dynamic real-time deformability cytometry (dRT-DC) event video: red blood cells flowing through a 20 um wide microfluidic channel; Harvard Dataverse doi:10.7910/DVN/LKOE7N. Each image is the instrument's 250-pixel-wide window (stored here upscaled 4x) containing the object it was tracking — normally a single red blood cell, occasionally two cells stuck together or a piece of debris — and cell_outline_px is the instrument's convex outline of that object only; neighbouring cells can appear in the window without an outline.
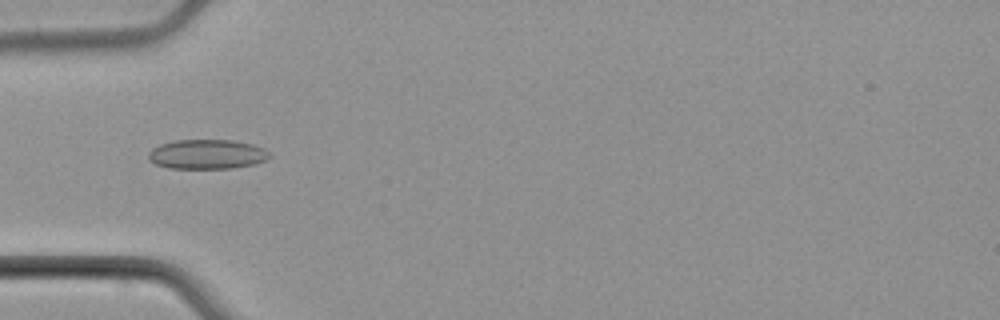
{"species": "common noctule bat (a hibernating species)", "species_latin": "Nyctalus noctula", "temperature_condition": "cold", "stored_images_in_passage": 5, "camera_frame_rate_fps": 3000, "um_per_image_px": 0.085, "animal": {"sex": "male", "body_mass_g": 21.5, "forearm_length_mm": 52.0}, "frame": {"image": 1, "passage_image": 5, "time_ms": 4.667, "image_size_px": [1000, 320], "cell_outline_px": [[272, 156], [268, 160], [256, 164], [232, 168], [168, 168], [156, 164], [148, 160], [148, 152], [152, 148], [160, 144], [176, 140], [232, 140], [252, 144], [264, 148]], "centroid_in_image_um": [17.61, 13.11], "position_along_channel_um": 67.4, "area_um2": 21.04}}